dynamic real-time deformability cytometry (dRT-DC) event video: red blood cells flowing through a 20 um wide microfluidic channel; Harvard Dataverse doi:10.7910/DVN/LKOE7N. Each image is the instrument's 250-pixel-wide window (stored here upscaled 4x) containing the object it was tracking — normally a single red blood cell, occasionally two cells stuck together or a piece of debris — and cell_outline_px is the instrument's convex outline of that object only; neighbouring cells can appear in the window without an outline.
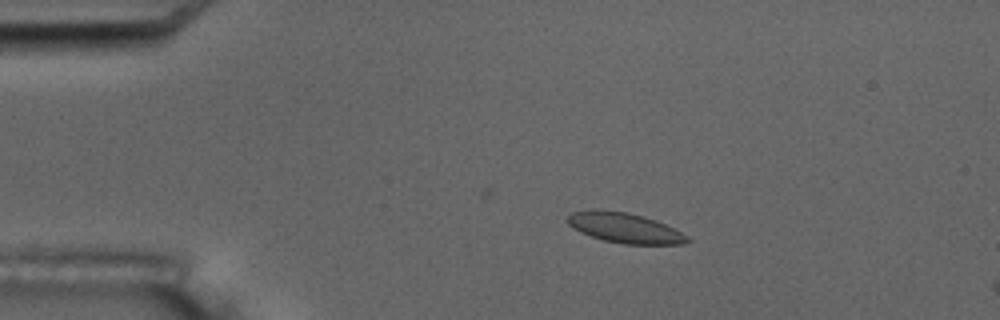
{"species": "common noctule bat (a hibernating species)", "species_latin": "Nyctalus noctula", "temperature_condition": "room temperature", "stored_images_in_passage": 5, "camera_frame_rate_fps": 3000, "um_per_image_px": 0.085, "animal": {"sex": "male", "body_mass_g": 17.5, "forearm_length_mm": 52.3}, "frame": {"image": 1, "passage_image": 2, "time_ms": 2.0, "image_size_px": [1000, 320], "cell_outline_px": [[692, 240], [684, 244], [624, 244], [604, 240], [580, 232], [572, 228], [568, 224], [568, 216], [572, 212], [592, 208], [628, 212], [644, 216], [656, 220], [688, 236]], "centroid_in_image_um": [53.08, 19.35], "position_along_channel_um": 31.9, "area_um2": 21.1}}
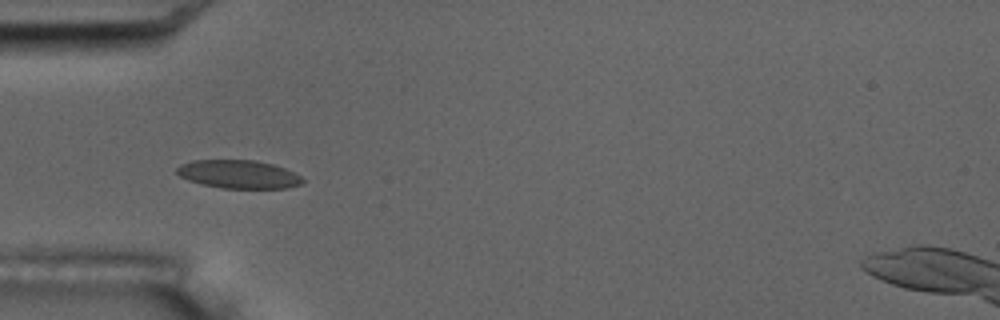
{"frame": {"image": 2, "passage_image": 4, "time_ms": 4.333, "image_size_px": [1000, 320], "cell_outline_px": [[304, 180], [300, 184], [284, 188], [220, 188], [188, 180], [180, 176], [176, 172], [176, 168], [180, 164], [192, 160], [256, 160], [272, 164], [284, 168], [300, 176]], "centroid_in_image_um": [20.24, 14.8], "position_along_channel_um": 64.8, "area_um2": 20.58}}